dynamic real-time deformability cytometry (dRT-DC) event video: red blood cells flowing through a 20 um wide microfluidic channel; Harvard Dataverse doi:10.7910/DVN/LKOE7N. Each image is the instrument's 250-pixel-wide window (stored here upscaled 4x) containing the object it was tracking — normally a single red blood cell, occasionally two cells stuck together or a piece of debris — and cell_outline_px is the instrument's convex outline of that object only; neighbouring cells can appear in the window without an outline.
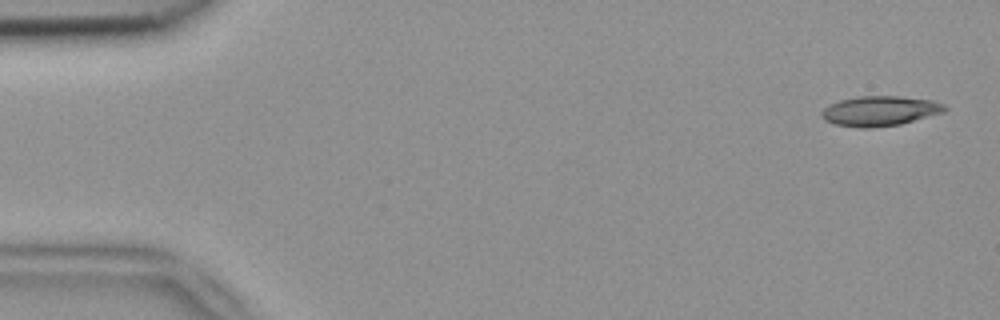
{"species": "common noctule bat (a hibernating species)", "species_latin": "Nyctalus noctula", "temperature_condition": "room temperature", "stored_images_in_passage": 4, "camera_frame_rate_fps": 3000, "um_per_image_px": 0.085, "animal": {"sex": "female", "body_mass_g": 18.4}, "frame": {"image": 1, "passage_image": 1, "time_ms": 0.0, "image_size_px": [1000, 320], "cell_outline_px": [[948, 108], [944, 112], [900, 124], [872, 128], [860, 128], [832, 124], [824, 120], [820, 116], [820, 112], [828, 104], [840, 100], [856, 96], [900, 96], [932, 100], [944, 104]], "centroid_in_image_um": [74.74, 9.43], "position_along_channel_um": 10.3, "area_um2": 21.73}}